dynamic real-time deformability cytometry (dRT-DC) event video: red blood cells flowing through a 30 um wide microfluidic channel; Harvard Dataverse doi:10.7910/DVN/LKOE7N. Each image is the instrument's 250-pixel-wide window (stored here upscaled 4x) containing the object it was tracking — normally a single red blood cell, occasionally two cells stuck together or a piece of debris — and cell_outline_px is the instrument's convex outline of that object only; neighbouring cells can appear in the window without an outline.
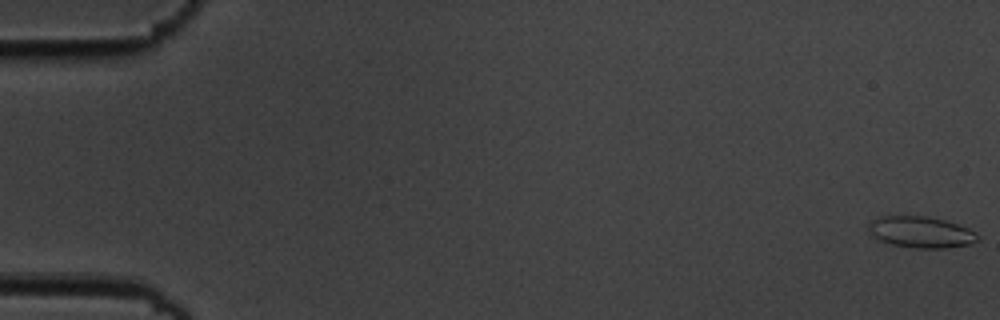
{"species": "common noctule bat (a hibernating species)", "species_latin": "Nyctalus noctula", "temperature_condition": "cold", "stored_images_in_passage": 57, "camera_frame_rate_fps": 3000, "um_per_image_px": 0.085, "animal": {"sex": "male", "body_mass_g": 19.5, "forearm_length_mm": 54.6}, "frame": {"image": 1, "passage_image": 1, "time_ms": 0.0, "image_size_px": [1000, 320], "cell_outline_px": [[980, 240], [968, 244], [944, 248], [912, 248], [892, 244], [880, 240], [872, 236], [868, 228], [868, 224], [872, 220], [880, 216], [928, 216], [944, 220], [968, 228], [976, 232], [980, 236]], "centroid_in_image_um": [78.28, 19.73], "position_along_channel_um": 6.7, "area_um2": 19.94}}
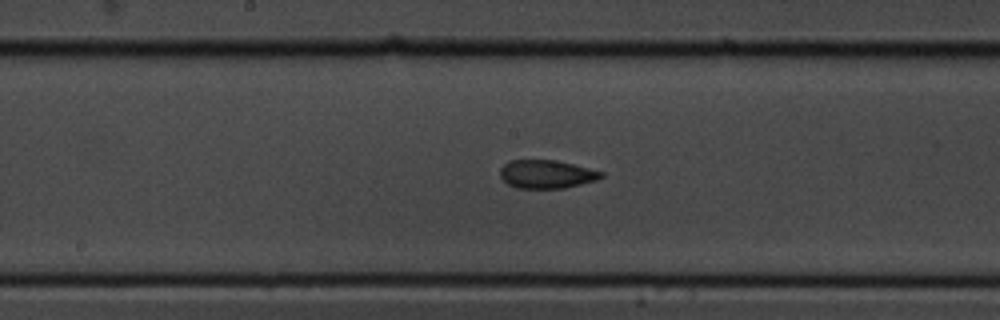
{"frame": {"image": 2, "passage_image": 30, "time_ms": 9.667, "image_size_px": [1000, 320], "cell_outline_px": [[604, 176], [596, 180], [564, 188], [516, 188], [508, 184], [500, 176], [500, 168], [504, 164], [512, 160], [556, 160], [604, 172]], "centroid_in_image_um": [46.45, 14.8], "position_along_channel_um": 201.8, "area_um2": 16.59}}
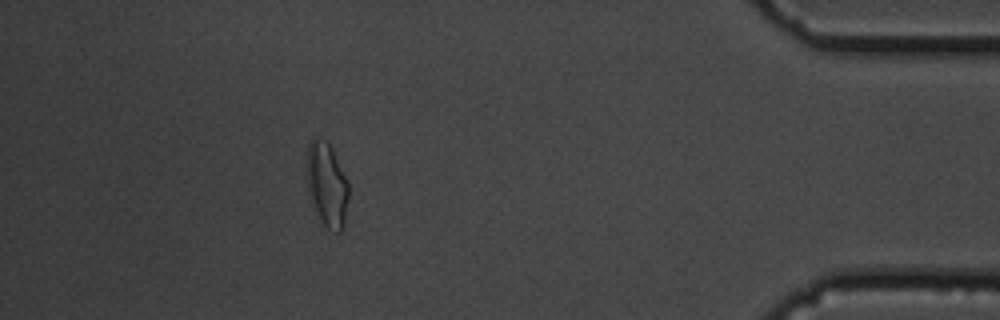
{"frame": {"image": 3, "passage_image": 51, "time_ms": 16.667, "image_size_px": [1000, 320], "cell_outline_px": [[348, 196], [344, 224], [340, 232], [336, 232], [328, 228], [320, 220], [308, 196], [308, 144], [316, 136], [324, 140], [332, 148], [348, 180]], "centroid_in_image_um": [27.8, 15.7], "position_along_channel_um": 407.4, "area_um2": 20.29}, "authors_computed_cell_mechanics": {"area_um2": 17.5134, "velocity_mm_per_s": 3.6078, "shape_relaxation_time_tau1_ms": 4.3039, "shape_relaxation_time_tau2_ms": 0.8467, "deformation_change_tau1": 0.1316, "deformation_change_tau2": 0.0623}}